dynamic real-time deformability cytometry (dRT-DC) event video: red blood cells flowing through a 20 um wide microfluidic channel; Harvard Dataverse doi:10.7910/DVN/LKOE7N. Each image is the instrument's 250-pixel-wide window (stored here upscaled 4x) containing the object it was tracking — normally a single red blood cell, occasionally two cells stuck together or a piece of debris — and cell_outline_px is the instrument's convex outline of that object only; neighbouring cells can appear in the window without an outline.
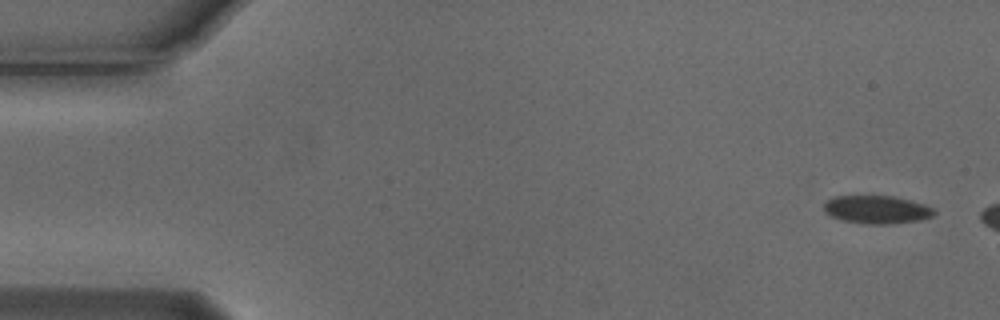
{"species": "Egyptian fruit bat (a non-hibernating species)", "species_latin": "Rousettus aegyptiacus", "temperature_condition": "cold", "stored_images_in_passage": 4, "camera_frame_rate_fps": 3000, "um_per_image_px": 0.085, "animal": {"sex": "male"}, "frame": {"image": 1, "passage_image": 1, "time_ms": 0.0, "image_size_px": [1000, 320], "cell_outline_px": [[936, 212], [932, 216], [920, 220], [888, 224], [864, 224], [840, 220], [824, 212], [824, 204], [832, 196], [896, 196], [924, 204], [932, 208]], "centroid_in_image_um": [74.51, 17.81], "position_along_channel_um": 10.5, "area_um2": 18.09}}